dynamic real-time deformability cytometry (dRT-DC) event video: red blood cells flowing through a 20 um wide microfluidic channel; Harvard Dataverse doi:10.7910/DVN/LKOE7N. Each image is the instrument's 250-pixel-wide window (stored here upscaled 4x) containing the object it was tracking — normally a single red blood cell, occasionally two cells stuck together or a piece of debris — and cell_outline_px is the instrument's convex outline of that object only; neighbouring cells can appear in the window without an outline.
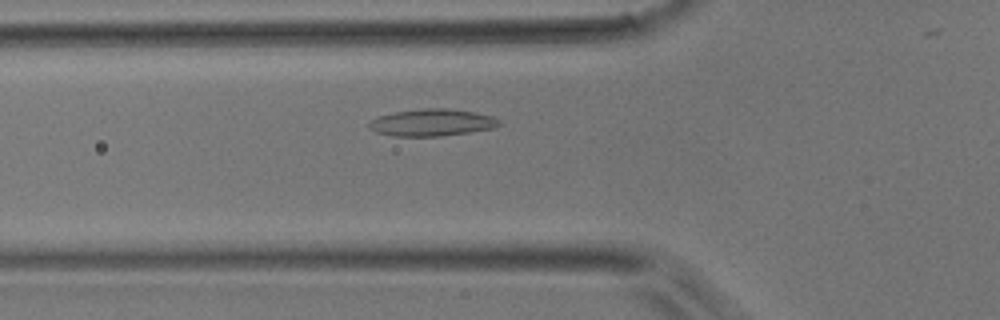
{"species": "common noctule bat (a hibernating species)", "species_latin": "Nyctalus noctula", "temperature_condition": "room temperature", "stored_images_in_passage": 37, "camera_frame_rate_fps": 3000, "um_per_image_px": 0.085, "animal": {"sex": "male", "body_mass_g": 17.9}, "frame": {"image": 1, "passage_image": 11, "time_ms": 3.333, "image_size_px": [1000, 320], "cell_outline_px": [[500, 124], [492, 128], [468, 132], [440, 136], [392, 136], [376, 132], [368, 128], [368, 124], [376, 116], [396, 112], [424, 108], [444, 108], [472, 112], [492, 116], [500, 120]], "centroid_in_image_um": [36.66, 10.42], "position_along_channel_um": 89.1, "area_um2": 20.29}}
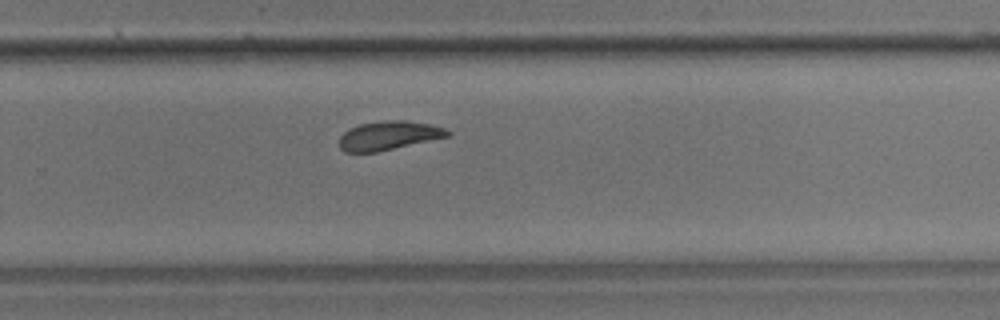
{"frame": {"image": 2, "passage_image": 26, "time_ms": 8.333, "image_size_px": [1000, 320], "cell_outline_px": [[452, 132], [448, 136], [376, 152], [344, 152], [340, 148], [340, 136], [348, 128], [360, 124], [388, 120], [404, 120], [428, 124], [444, 128]], "centroid_in_image_um": [33.0, 11.52], "position_along_channel_um": 296.8, "area_um2": 17.92}}
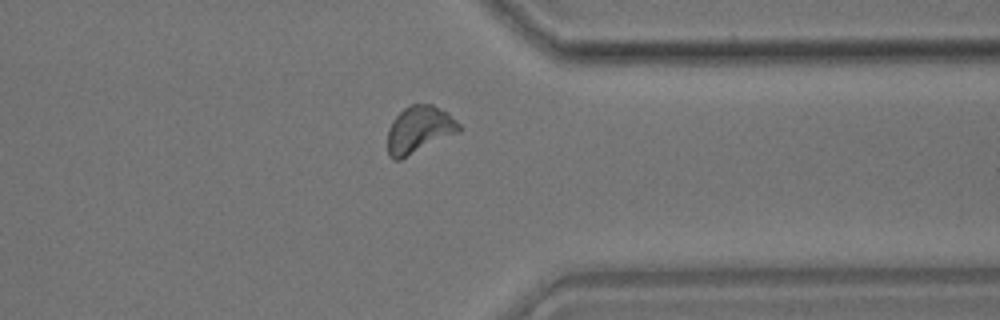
{"frame": {"image": 3, "passage_image": 32, "time_ms": 10.333, "image_size_px": [1000, 320], "cell_outline_px": [[460, 132], [400, 160], [392, 160], [388, 156], [388, 128], [392, 120], [404, 108], [412, 104], [432, 104], [448, 112], [460, 124]], "centroid_in_image_um": [35.63, 11.03], "position_along_channel_um": 375.8, "area_um2": 19.77}}